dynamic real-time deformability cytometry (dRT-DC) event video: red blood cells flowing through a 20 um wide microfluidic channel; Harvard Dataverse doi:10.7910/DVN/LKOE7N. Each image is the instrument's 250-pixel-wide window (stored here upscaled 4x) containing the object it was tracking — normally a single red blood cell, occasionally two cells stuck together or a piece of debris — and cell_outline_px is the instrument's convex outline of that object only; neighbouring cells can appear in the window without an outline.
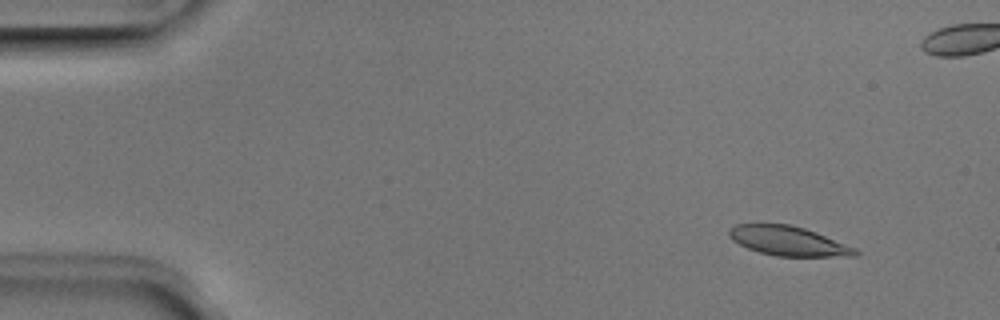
{"species": "Egyptian fruit bat (a non-hibernating species)", "species_latin": "Rousettus aegyptiacus", "temperature_condition": "room temperature", "stored_images_in_passage": 14, "camera_frame_rate_fps": 3000, "um_per_image_px": 0.085, "animal": {"sex": "male"}, "frame": {"image": 1, "passage_image": 5, "time_ms": 1.333, "image_size_px": [1000, 320], "cell_outline_px": [[860, 252], [856, 256], [776, 256], [760, 252], [748, 248], [732, 240], [728, 236], [728, 232], [736, 224], [792, 224], [816, 232], [856, 248]], "centroid_in_image_um": [67.02, 20.48], "position_along_channel_um": 18.0, "area_um2": 21.5}}